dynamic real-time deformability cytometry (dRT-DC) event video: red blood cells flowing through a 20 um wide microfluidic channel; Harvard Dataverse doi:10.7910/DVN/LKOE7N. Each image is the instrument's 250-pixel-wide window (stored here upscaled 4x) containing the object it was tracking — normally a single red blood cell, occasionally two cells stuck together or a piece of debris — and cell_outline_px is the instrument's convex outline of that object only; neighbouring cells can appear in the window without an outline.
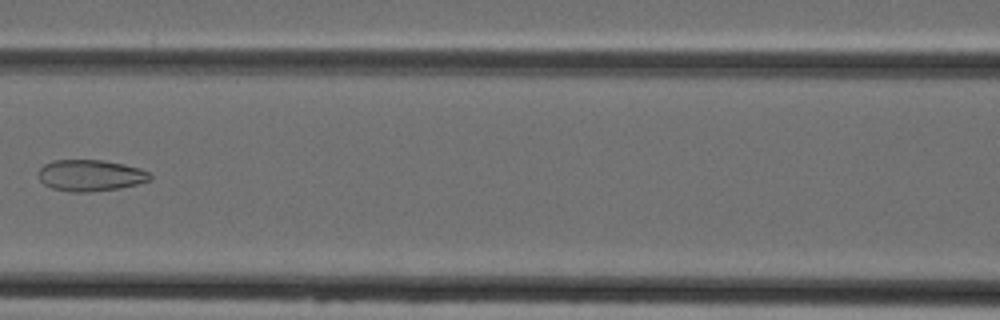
{"species": "Egyptian fruit bat (a non-hibernating species)", "species_latin": "Rousettus aegyptiacus", "temperature_condition": "cold", "stored_images_in_passage": 8, "camera_frame_rate_fps": 3000, "um_per_image_px": 0.085, "animal": {"sex": "female"}, "frame": {"image": 1, "passage_image": 7, "time_ms": 7.333, "image_size_px": [1000, 320], "cell_outline_px": [[152, 180], [120, 188], [88, 192], [72, 192], [52, 188], [44, 184], [40, 180], [36, 172], [44, 164], [52, 160], [104, 160], [124, 164], [140, 168], [148, 172], [152, 176]], "centroid_in_image_um": [7.67, 14.9], "position_along_channel_um": 158.9, "area_um2": 20.58}}
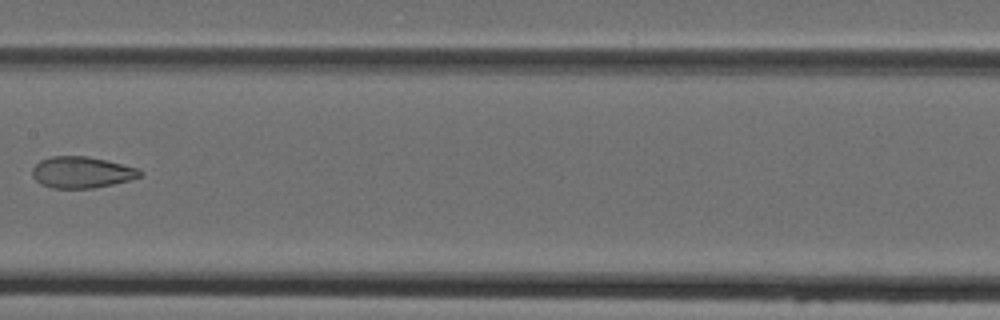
{"frame": {"image": 2, "passage_image": 8, "time_ms": 8.333, "image_size_px": [1000, 320], "cell_outline_px": [[144, 172], [140, 176], [128, 180], [112, 184], [92, 188], [52, 188], [40, 184], [32, 176], [32, 168], [40, 160], [52, 156], [88, 156], [108, 160], [136, 168]], "centroid_in_image_um": [6.91, 14.64], "position_along_channel_um": 200.5, "area_um2": 19.65}}